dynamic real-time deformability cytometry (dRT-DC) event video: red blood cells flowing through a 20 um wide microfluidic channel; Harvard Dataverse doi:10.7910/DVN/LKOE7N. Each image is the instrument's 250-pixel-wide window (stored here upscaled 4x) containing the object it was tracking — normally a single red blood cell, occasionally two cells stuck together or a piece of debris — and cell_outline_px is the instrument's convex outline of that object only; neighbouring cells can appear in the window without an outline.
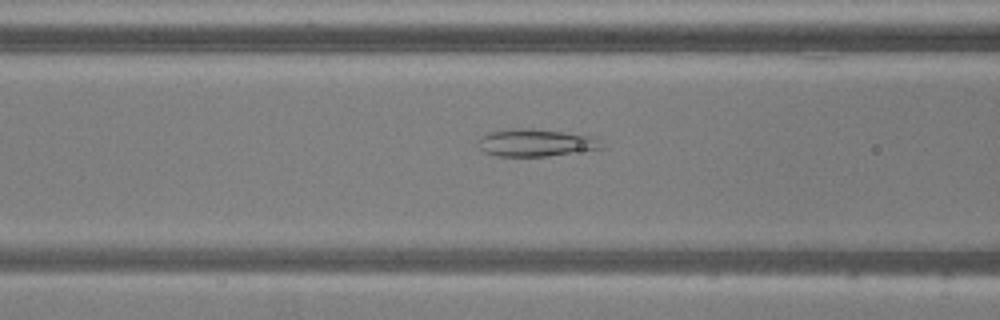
{"species": "common noctule bat (a hibernating species)", "species_latin": "Nyctalus noctula", "temperature_condition": "warm", "stored_images_in_passage": 51, "camera_frame_rate_fps": 3000, "um_per_image_px": 0.085, "animal": {"sex": "male", "body_mass_g": 20.5, "forearm_length_mm": 52.5}, "frame": {"image": 1, "passage_image": 19, "time_ms": 6.0, "image_size_px": [1000, 320], "cell_outline_px": [[604, 148], [548, 156], [496, 156], [484, 152], [476, 144], [476, 140], [480, 136], [488, 132], [512, 128], [532, 128], [596, 136]], "centroid_in_image_um": [45.49, 12.12], "position_along_channel_um": 121.1, "area_um2": 20.0}}
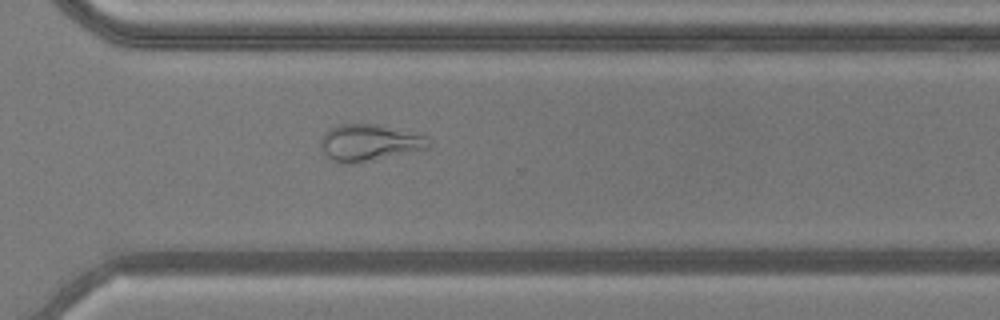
{"frame": {"image": 2, "passage_image": 36, "time_ms": 11.667, "image_size_px": [1000, 320], "cell_outline_px": [[432, 148], [348, 164], [344, 164], [332, 160], [324, 152], [320, 144], [320, 140], [324, 132], [340, 124], [376, 124], [428, 136], [432, 144]], "centroid_in_image_um": [31.42, 12.12], "position_along_channel_um": 339.2, "area_um2": 22.89}}
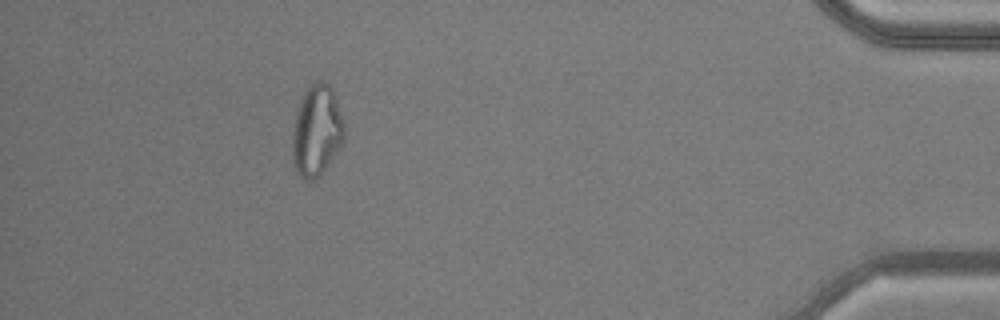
{"frame": {"image": 3, "passage_image": 46, "time_ms": 15.0, "image_size_px": [1000, 320], "cell_outline_px": [[344, 140], [320, 176], [316, 180], [304, 180], [300, 176], [292, 160], [292, 132], [296, 112], [300, 100], [304, 92], [316, 80], [320, 80], [328, 84], [332, 88], [344, 120]], "centroid_in_image_um": [26.91, 11.11], "position_along_channel_um": 408.3, "area_um2": 27.63}, "authors_computed_cell_mechanics": {"area_um2": 25.8944, "velocity_mm_per_s": 3.8529, "shape_relaxation_time_tau1_ms": null, "shape_relaxation_time_tau2_ms": 2.9402, "deformation_change_tau1": null, "deformation_change_tau2": 0.0812}}